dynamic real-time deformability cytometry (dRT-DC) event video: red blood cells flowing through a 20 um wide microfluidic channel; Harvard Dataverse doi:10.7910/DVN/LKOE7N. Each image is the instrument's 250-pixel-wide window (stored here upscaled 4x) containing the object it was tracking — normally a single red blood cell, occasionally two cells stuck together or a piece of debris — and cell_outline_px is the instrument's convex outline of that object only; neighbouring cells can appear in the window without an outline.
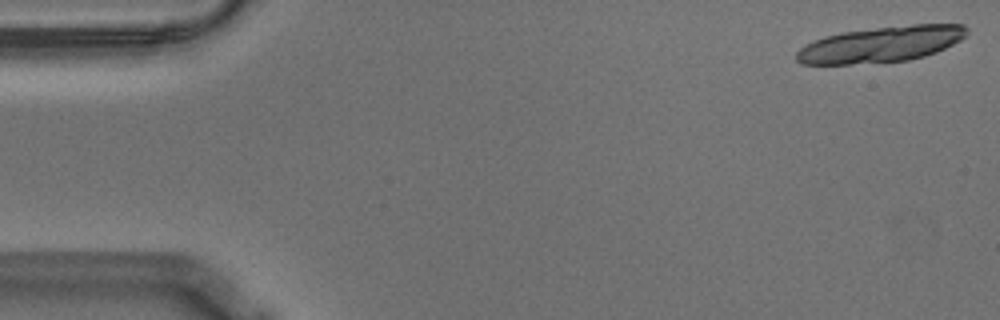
{"species": "Egyptian fruit bat (a non-hibernating species)", "species_latin": "Rousettus aegyptiacus", "temperature_condition": "warm", "stored_images_in_passage": 18, "camera_frame_rate_fps": 3000, "um_per_image_px": 0.085, "animal": {"sex": "male"}, "frame": {"image": 1, "passage_image": 1, "time_ms": 0.0, "image_size_px": [1000, 320], "cell_outline_px": [[968, 32], [960, 40], [936, 52], [924, 56], [908, 60], [848, 64], [800, 64], [796, 60], [796, 52], [800, 48], [824, 36], [840, 32], [912, 24], [964, 24], [968, 28]], "centroid_in_image_um": [74.89, 3.76], "position_along_channel_um": 10.1, "area_um2": 35.32}}